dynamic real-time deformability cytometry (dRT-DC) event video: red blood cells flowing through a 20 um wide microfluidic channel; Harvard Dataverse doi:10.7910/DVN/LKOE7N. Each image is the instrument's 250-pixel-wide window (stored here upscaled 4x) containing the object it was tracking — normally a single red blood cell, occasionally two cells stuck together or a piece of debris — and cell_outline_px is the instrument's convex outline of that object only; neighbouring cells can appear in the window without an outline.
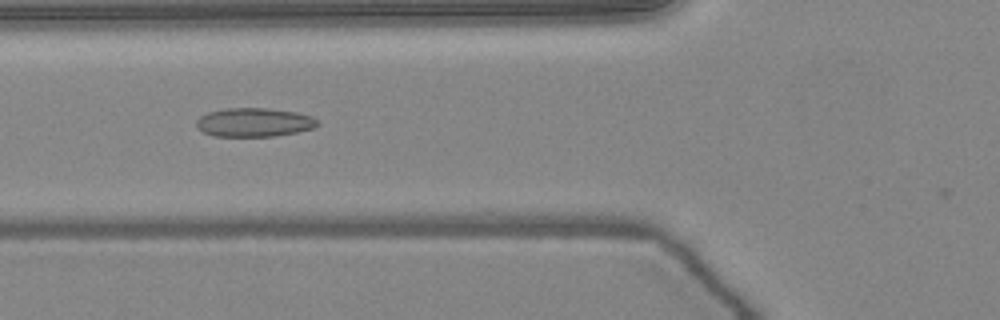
{"species": "common noctule bat (a hibernating species)", "species_latin": "Nyctalus noctula", "temperature_condition": "warm", "stored_images_in_passage": 37, "camera_frame_rate_fps": 3000, "um_per_image_px": 0.085, "animal": {"sex": "female", "body_mass_g": 24.6, "forearm_length_mm": 56.2}, "frame": {"image": 1, "passage_image": 6, "time_ms": 1.667, "image_size_px": [1000, 320], "cell_outline_px": [[320, 124], [312, 128], [296, 132], [272, 136], [212, 136], [196, 128], [196, 120], [200, 116], [208, 112], [224, 108], [268, 108], [296, 112], [312, 116]], "centroid_in_image_um": [21.56, 10.39], "position_along_channel_um": 104.2, "area_um2": 20.35}}
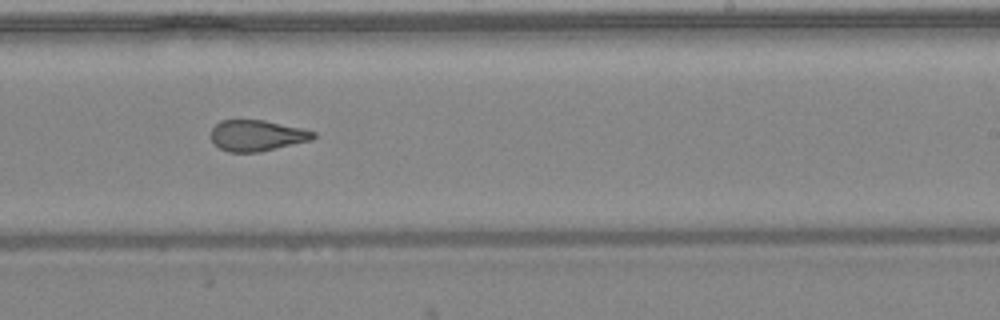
{"frame": {"image": 2, "passage_image": 18, "time_ms": 5.667, "image_size_px": [1000, 320], "cell_outline_px": [[316, 136], [312, 140], [260, 152], [228, 152], [220, 148], [208, 136], [212, 128], [220, 120], [264, 120], [304, 128], [316, 132]], "centroid_in_image_um": [21.85, 11.51], "position_along_channel_um": 267.2, "area_um2": 18.73}}
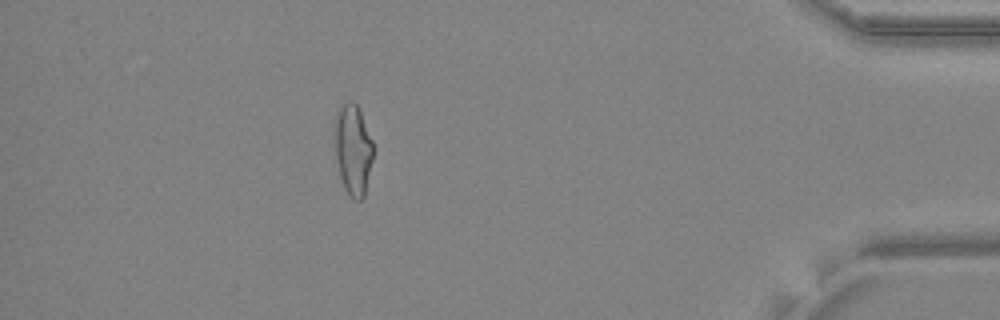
{"frame": {"image": 3, "passage_image": 32, "time_ms": 10.333, "image_size_px": [1000, 320], "cell_outline_px": [[372, 160], [364, 196], [360, 200], [356, 200], [344, 188], [340, 176], [336, 160], [332, 136], [332, 124], [336, 108], [348, 100], [352, 100], [360, 108], [372, 140]], "centroid_in_image_um": [29.94, 12.59], "position_along_channel_um": 405.3, "area_um2": 20.98}, "authors_computed_cell_mechanics": {"area_um2": 19.5942, "velocity_mm_per_s": 4.0794, "shape_relaxation_time_tau1_ms": null, "shape_relaxation_time_tau2_ms": 1.7993, "deformation_change_tau1": null, "deformation_change_tau2": 0.0987}}